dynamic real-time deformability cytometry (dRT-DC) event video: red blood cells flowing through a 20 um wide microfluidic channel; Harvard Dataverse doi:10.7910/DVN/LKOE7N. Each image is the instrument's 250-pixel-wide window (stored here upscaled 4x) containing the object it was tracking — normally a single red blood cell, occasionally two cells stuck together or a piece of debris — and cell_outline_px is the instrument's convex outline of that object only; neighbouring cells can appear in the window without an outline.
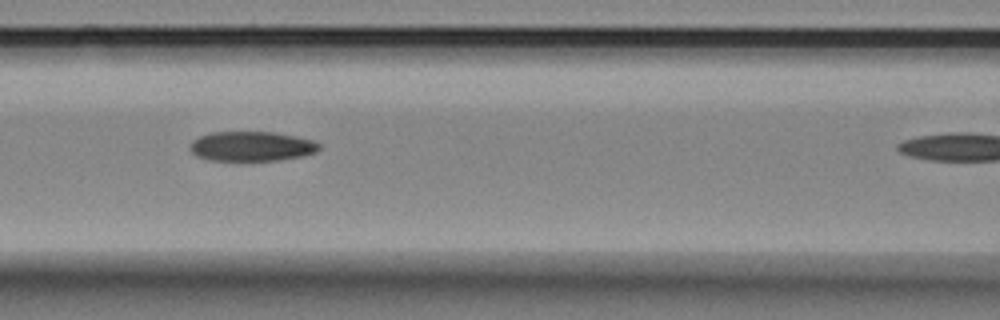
{"species": "Egyptian fruit bat (a non-hibernating species)", "species_latin": "Rousettus aegyptiacus", "temperature_condition": "room temperature", "stored_images_in_passage": 11, "camera_frame_rate_fps": 3000, "um_per_image_px": 0.085, "animal": {"sex": "female"}, "frame": {"image": 1, "passage_image": 7, "time_ms": 2.0, "image_size_px": [1000, 320], "cell_outline_px": [[320, 148], [316, 152], [300, 156], [276, 160], [208, 160], [196, 156], [188, 148], [192, 140], [200, 136], [212, 132], [272, 132], [312, 140], [320, 144]], "centroid_in_image_um": [21.33, 12.43], "position_along_channel_um": 145.3, "area_um2": 22.14}}
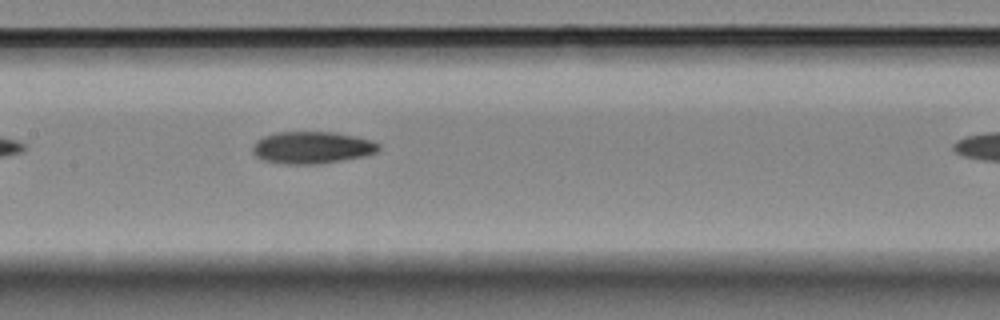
{"frame": {"image": 2, "passage_image": 10, "time_ms": 3.0, "image_size_px": [1000, 320], "cell_outline_px": [[380, 148], [376, 152], [364, 156], [316, 164], [284, 164], [264, 160], [256, 156], [252, 152], [252, 144], [256, 140], [264, 136], [276, 132], [332, 132], [372, 140], [380, 144]], "centroid_in_image_um": [26.48, 12.54], "position_along_channel_um": 180.9, "area_um2": 23.47}}